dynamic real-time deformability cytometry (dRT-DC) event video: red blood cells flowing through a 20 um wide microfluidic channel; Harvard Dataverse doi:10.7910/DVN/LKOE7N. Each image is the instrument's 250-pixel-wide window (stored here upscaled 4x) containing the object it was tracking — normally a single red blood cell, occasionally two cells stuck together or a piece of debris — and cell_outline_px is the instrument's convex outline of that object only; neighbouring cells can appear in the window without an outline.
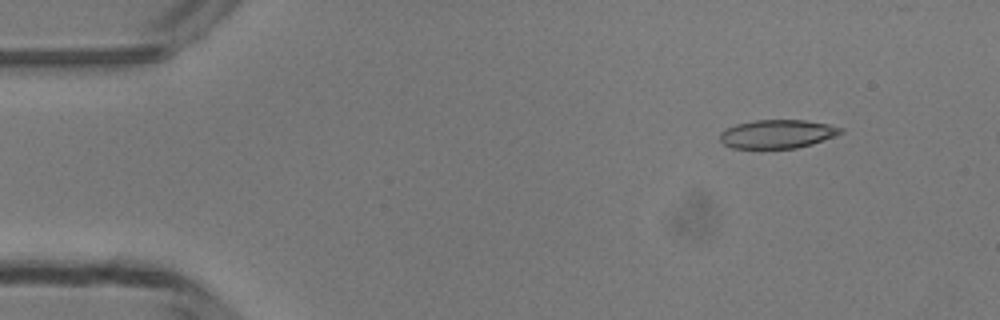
{"species": "common noctule bat (a hibernating species)", "species_latin": "Nyctalus noctula", "temperature_condition": "room temperature", "stored_images_in_passage": 39, "camera_frame_rate_fps": 3000, "um_per_image_px": 0.085, "animal": {"sex": "male", "body_mass_g": 13.3}, "frame": {"image": 1, "passage_image": 2, "time_ms": 0.333, "image_size_px": [1000, 320], "cell_outline_px": [[844, 132], [836, 136], [812, 144], [796, 148], [732, 148], [724, 144], [720, 140], [720, 132], [736, 124], [756, 120], [804, 120], [828, 124], [844, 128]], "centroid_in_image_um": [66.11, 11.39], "position_along_channel_um": 18.9, "area_um2": 20.11}}
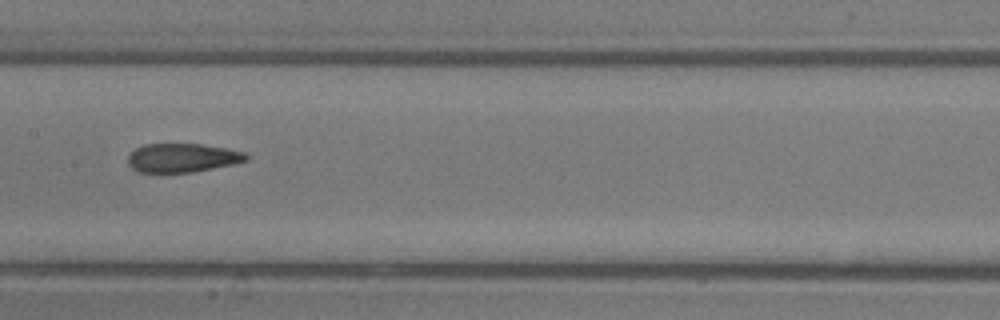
{"frame": {"image": 2, "passage_image": 21, "time_ms": 6.667, "image_size_px": [1000, 320], "cell_outline_px": [[248, 160], [232, 164], [192, 172], [136, 172], [128, 164], [128, 156], [136, 148], [144, 144], [200, 144], [224, 148], [244, 152], [248, 156]], "centroid_in_image_um": [15.47, 13.41], "position_along_channel_um": 191.9, "area_um2": 19.65}}
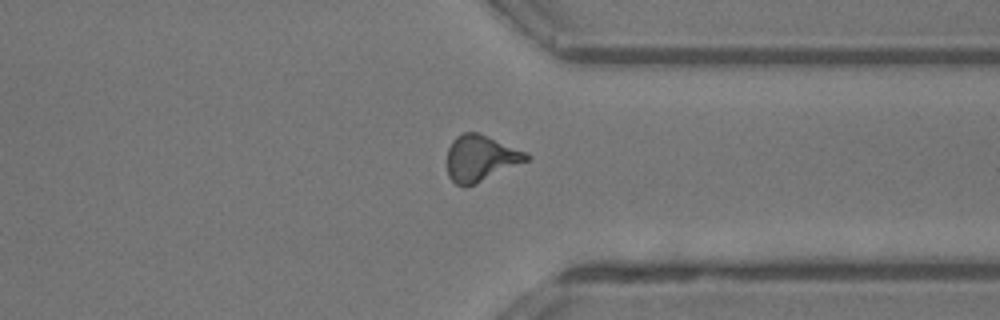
{"frame": {"image": 3, "passage_image": 34, "time_ms": 11.0, "image_size_px": [1000, 320], "cell_outline_px": [[532, 156], [528, 160], [476, 184], [464, 188], [456, 184], [448, 176], [448, 148], [452, 140], [456, 136], [464, 132], [480, 132], [524, 152]], "centroid_in_image_um": [40.82, 13.45], "position_along_channel_um": 370.6, "area_um2": 21.27}}